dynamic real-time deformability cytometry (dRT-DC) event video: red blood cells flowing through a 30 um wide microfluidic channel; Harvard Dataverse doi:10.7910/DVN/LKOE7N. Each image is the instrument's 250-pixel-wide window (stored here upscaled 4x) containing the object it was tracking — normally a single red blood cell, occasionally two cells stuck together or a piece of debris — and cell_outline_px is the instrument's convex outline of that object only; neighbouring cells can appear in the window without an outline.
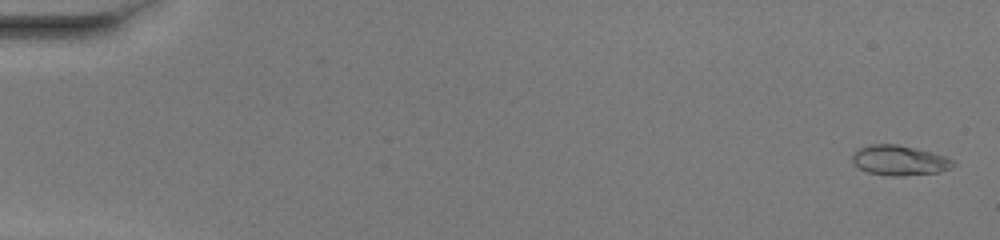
{"species": "common noctule bat (a hibernating species)", "species_latin": "Nyctalus noctula", "temperature_condition": "warm", "stored_images_in_passage": 51, "camera_frame_rate_fps": 3000, "um_per_image_px": 0.085, "animal": {"sex": "female", "body_mass_g": 20.0, "forearm_length_mm": 54.0}, "frame": {"image": 1, "passage_image": 2, "time_ms": 0.333, "image_size_px": [1000, 240], "cell_outline_px": [[956, 164], [952, 168], [940, 172], [900, 176], [888, 176], [868, 172], [860, 168], [852, 160], [852, 152], [868, 144], [896, 144], [916, 148], [932, 152], [956, 160]], "centroid_in_image_um": [76.49, 13.63], "position_along_channel_um": 8.5, "area_um2": 17.8}}
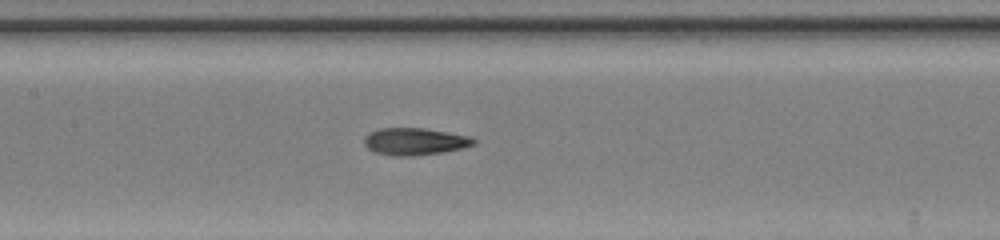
{"frame": {"image": 2, "passage_image": 26, "time_ms": 8.333, "image_size_px": [1000, 240], "cell_outline_px": [[476, 144], [464, 148], [444, 152], [412, 156], [396, 156], [376, 152], [368, 148], [364, 144], [364, 136], [368, 132], [380, 128], [424, 128], [472, 136], [476, 140]], "centroid_in_image_um": [35.29, 12.02], "position_along_channel_um": 172.1, "area_um2": 17.51}}
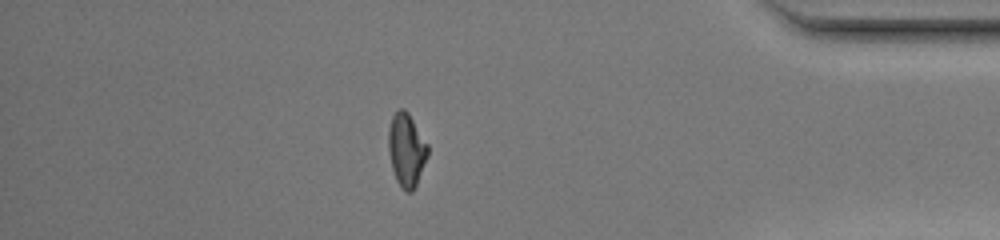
{"frame": {"image": 3, "passage_image": 45, "time_ms": 14.667, "image_size_px": [1000, 240], "cell_outline_px": [[428, 156], [416, 184], [412, 192], [404, 192], [400, 188], [396, 180], [392, 168], [388, 152], [388, 128], [392, 116], [400, 108], [404, 108], [408, 112], [428, 144]], "centroid_in_image_um": [34.53, 12.75], "position_along_channel_um": 400.7, "area_um2": 16.94}, "authors_computed_cell_mechanics": {"area_um2": 16.7042, "velocity_mm_per_s": 4.131, "shape_relaxation_time_tau1_ms": null, "shape_relaxation_time_tau2_ms": 1.9775, "deformation_change_tau1": null, "deformation_change_tau2": 0.0769}}